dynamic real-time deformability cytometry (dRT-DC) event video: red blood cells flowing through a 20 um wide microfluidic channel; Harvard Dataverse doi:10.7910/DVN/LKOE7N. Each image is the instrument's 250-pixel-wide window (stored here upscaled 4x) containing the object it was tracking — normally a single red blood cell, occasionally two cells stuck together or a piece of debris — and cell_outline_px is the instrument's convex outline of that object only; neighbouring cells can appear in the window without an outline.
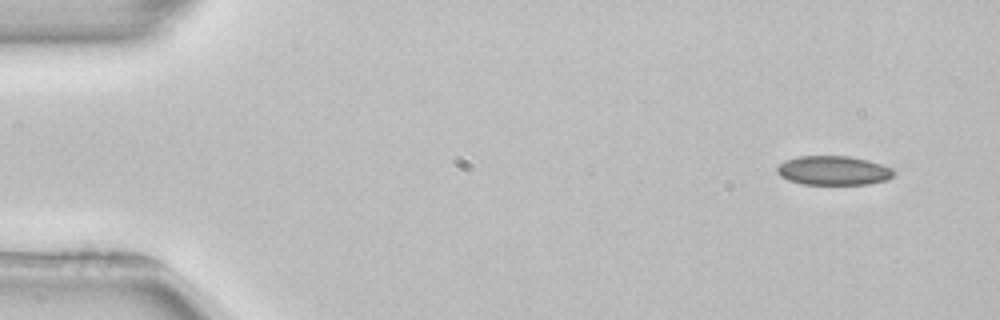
{"species": "common noctule bat (a hibernating species)", "species_latin": "Nyctalus noctula", "temperature_condition": "room temperature", "stored_images_in_passage": 4, "camera_frame_rate_fps": 3000, "um_per_image_px": 0.085, "animal": {"sex": "female", "body_mass_g": 22.7, "forearm_length_mm": 54.2}, "frame": {"image": 1, "passage_image": 1, "time_ms": 0.0, "image_size_px": [1000, 320], "cell_outline_px": [[892, 176], [888, 180], [868, 184], [800, 184], [788, 180], [780, 176], [776, 172], [776, 168], [784, 160], [796, 156], [848, 156], [868, 160], [892, 168]], "centroid_in_image_um": [70.79, 14.49], "position_along_channel_um": 14.2, "area_um2": 19.88}}
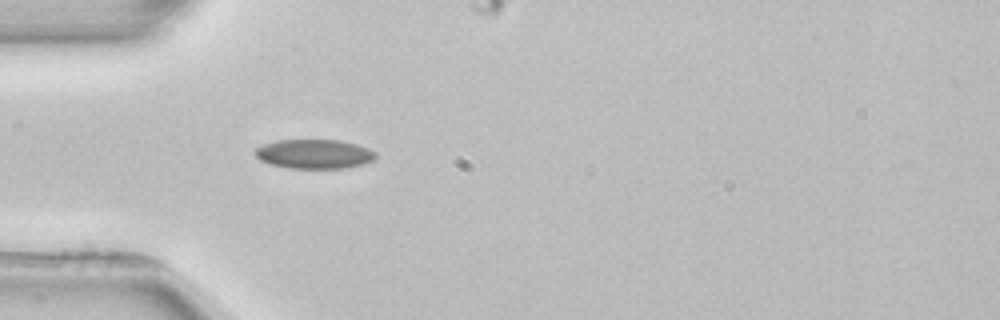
{"frame": {"image": 2, "passage_image": 3, "time_ms": 4.0, "image_size_px": [1000, 320], "cell_outline_px": [[376, 156], [372, 160], [364, 164], [344, 168], [288, 168], [268, 164], [260, 160], [256, 156], [256, 148], [264, 144], [276, 140], [340, 140], [356, 144], [368, 148], [376, 152]], "centroid_in_image_um": [26.71, 13.09], "position_along_channel_um": 58.3, "area_um2": 20.58}}